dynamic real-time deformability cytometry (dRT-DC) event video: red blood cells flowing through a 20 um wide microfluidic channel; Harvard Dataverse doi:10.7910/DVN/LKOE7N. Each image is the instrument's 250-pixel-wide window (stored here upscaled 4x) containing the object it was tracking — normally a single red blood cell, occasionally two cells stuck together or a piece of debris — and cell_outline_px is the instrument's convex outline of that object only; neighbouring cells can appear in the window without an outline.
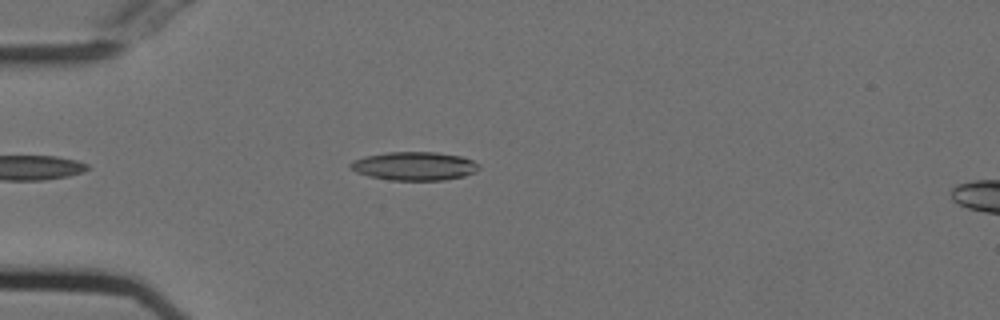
{"species": "Egyptian fruit bat (a non-hibernating species)", "species_latin": "Rousettus aegyptiacus", "temperature_condition": "cold", "stored_images_in_passage": 23, "camera_frame_rate_fps": 3000, "um_per_image_px": 0.085, "animal": {"sex": "female"}, "frame": {"image": 1, "passage_image": 8, "time_ms": 2.333, "image_size_px": [1000, 320], "cell_outline_px": [[480, 168], [476, 172], [464, 176], [444, 180], [392, 180], [368, 176], [356, 172], [348, 164], [352, 160], [364, 156], [388, 152], [436, 152], [460, 156], [472, 160], [480, 164]], "centroid_in_image_um": [35.23, 14.11], "position_along_channel_um": 49.8, "area_um2": 21.44}}
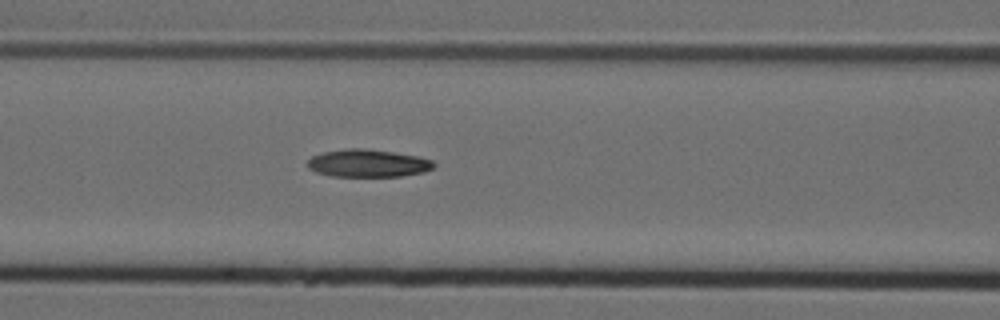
{"frame": {"image": 2, "passage_image": 16, "time_ms": 5.0, "image_size_px": [1000, 320], "cell_outline_px": [[436, 164], [432, 168], [424, 172], [400, 176], [332, 176], [316, 172], [308, 168], [308, 160], [312, 156], [324, 152], [344, 148], [364, 148], [392, 152], [416, 156], [432, 160]], "centroid_in_image_um": [31.26, 13.87], "position_along_channel_um": 135.3, "area_um2": 20.23}}
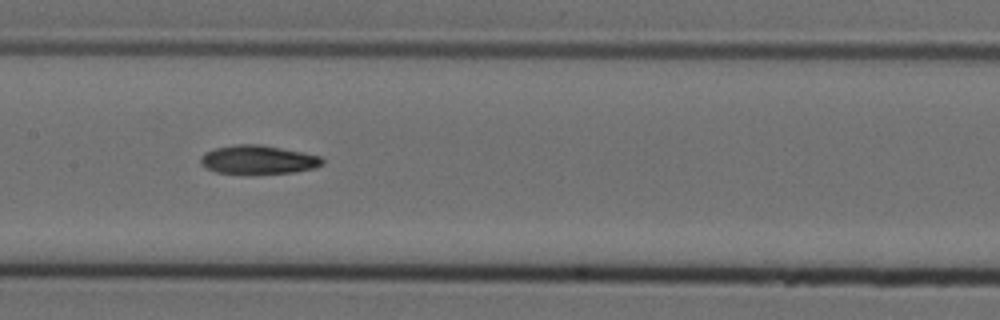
{"frame": {"image": 3, "passage_image": 20, "time_ms": 6.333, "image_size_px": [1000, 320], "cell_outline_px": [[324, 164], [316, 168], [292, 172], [216, 172], [200, 164], [200, 156], [204, 152], [216, 148], [236, 144], [260, 144], [304, 152], [320, 156], [324, 160]], "centroid_in_image_um": [21.97, 13.54], "position_along_channel_um": 185.4, "area_um2": 20.0}}